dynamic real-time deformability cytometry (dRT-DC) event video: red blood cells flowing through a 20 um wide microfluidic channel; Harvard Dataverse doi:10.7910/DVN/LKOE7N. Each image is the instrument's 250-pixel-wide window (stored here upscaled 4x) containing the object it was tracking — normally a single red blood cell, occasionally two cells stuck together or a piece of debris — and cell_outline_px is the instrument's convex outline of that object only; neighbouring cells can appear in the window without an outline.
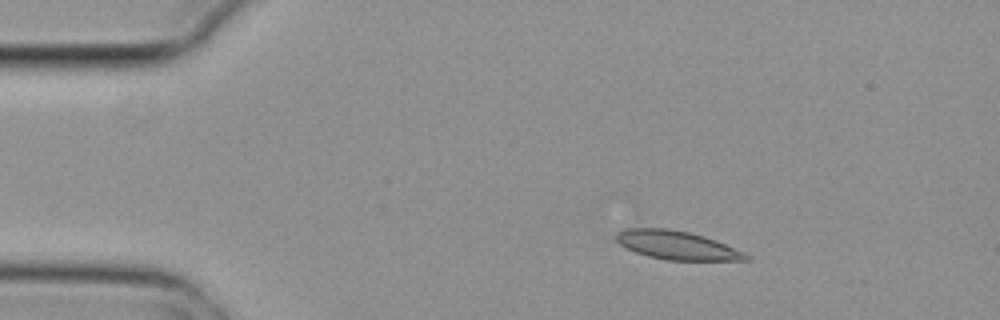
{"species": "common noctule bat (a hibernating species)", "species_latin": "Nyctalus noctula", "temperature_condition": "cold", "stored_images_in_passage": 4, "camera_frame_rate_fps": 3000, "um_per_image_px": 0.085, "animal": {"sex": "female", "body_mass_g": 29.2, "forearm_length_mm": 56.3}, "frame": {"image": 1, "passage_image": 2, "time_ms": 0.333, "image_size_px": [1000, 320], "cell_outline_px": [[752, 260], [668, 260], [648, 256], [636, 252], [620, 244], [616, 240], [616, 232], [624, 228], [668, 228], [688, 232], [704, 236], [716, 240], [744, 252], [752, 256]], "centroid_in_image_um": [57.55, 20.84], "position_along_channel_um": 27.4, "area_um2": 21.62}}